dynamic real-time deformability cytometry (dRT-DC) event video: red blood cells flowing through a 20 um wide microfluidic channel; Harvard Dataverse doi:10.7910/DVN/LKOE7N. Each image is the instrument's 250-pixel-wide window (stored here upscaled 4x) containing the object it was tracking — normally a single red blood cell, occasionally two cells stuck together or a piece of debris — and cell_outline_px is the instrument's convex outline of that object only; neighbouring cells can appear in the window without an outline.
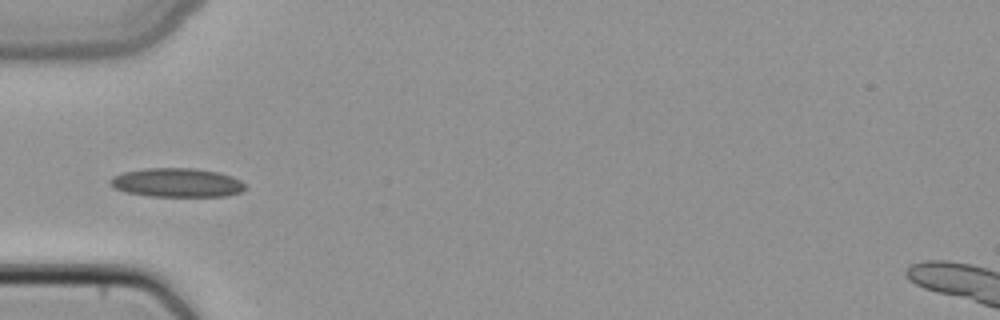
{"species": "common noctule bat (a hibernating species)", "species_latin": "Nyctalus noctula", "temperature_condition": "cold", "stored_images_in_passage": 5, "camera_frame_rate_fps": 3000, "um_per_image_px": 0.085, "animal": {"sex": "female", "body_mass_g": 22.7, "forearm_length_mm": 54.2}, "frame": {"image": 1, "passage_image": 5, "time_ms": 1.333, "image_size_px": [1000, 320], "cell_outline_px": [[244, 188], [240, 192], [224, 196], [148, 196], [128, 192], [116, 188], [108, 184], [108, 180], [112, 176], [124, 172], [144, 168], [196, 168], [220, 172], [232, 176], [240, 180], [244, 184]], "centroid_in_image_um": [15.02, 15.51], "position_along_channel_um": 70.0, "area_um2": 22.77}}